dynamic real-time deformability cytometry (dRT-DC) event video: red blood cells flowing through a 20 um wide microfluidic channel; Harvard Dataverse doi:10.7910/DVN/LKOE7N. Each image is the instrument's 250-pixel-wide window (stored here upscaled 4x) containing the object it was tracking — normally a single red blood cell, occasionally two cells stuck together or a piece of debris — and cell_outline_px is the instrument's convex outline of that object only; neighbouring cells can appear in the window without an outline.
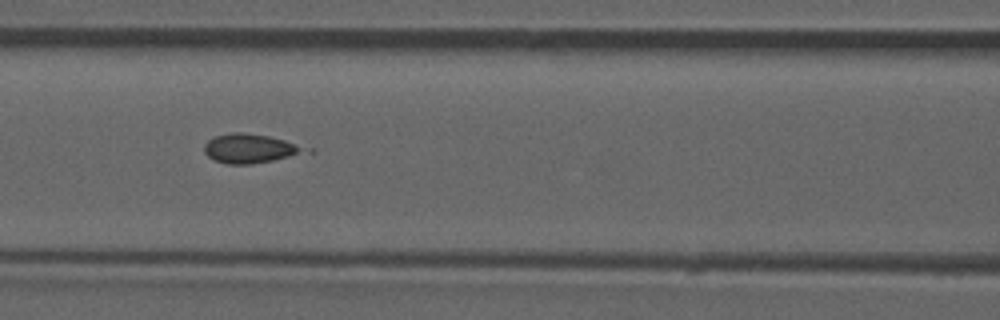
{"species": "common noctule bat (a hibernating species)", "species_latin": "Nyctalus noctula", "temperature_condition": "room temperature", "stored_images_in_passage": 53, "camera_frame_rate_fps": 3000, "um_per_image_px": 0.085, "animal": {"sex": "male", "forearm_length_mm": 52.5}, "frame": {"image": 1, "passage_image": 23, "time_ms": 7.333, "image_size_px": [1000, 320], "cell_outline_px": [[300, 148], [296, 152], [288, 156], [272, 160], [252, 164], [228, 164], [216, 160], [208, 156], [204, 152], [204, 144], [212, 136], [232, 132], [244, 132], [268, 136], [284, 140]], "centroid_in_image_um": [21.0, 12.6], "position_along_channel_um": 145.6, "area_um2": 16.24}}